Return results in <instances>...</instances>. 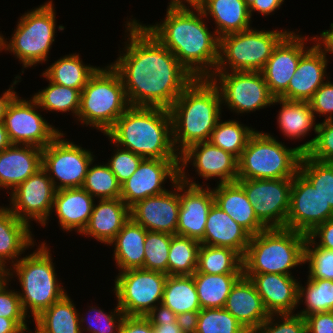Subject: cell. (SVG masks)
Returning a JSON list of instances; mask_svg holds the SVG:
<instances>
[{"label": "cell", "instance_id": "89a4df30", "mask_svg": "<svg viewBox=\"0 0 333 333\" xmlns=\"http://www.w3.org/2000/svg\"><path fill=\"white\" fill-rule=\"evenodd\" d=\"M1 36H2V34L0 35V52L2 51L1 50Z\"/></svg>", "mask_w": 333, "mask_h": 333}, {"label": "cell", "instance_id": "6f0895ef", "mask_svg": "<svg viewBox=\"0 0 333 333\" xmlns=\"http://www.w3.org/2000/svg\"><path fill=\"white\" fill-rule=\"evenodd\" d=\"M307 237L312 240L314 245L321 248L333 250V219H329L324 223L316 226ZM316 238H320L317 243Z\"/></svg>", "mask_w": 333, "mask_h": 333}, {"label": "cell", "instance_id": "5b68a950", "mask_svg": "<svg viewBox=\"0 0 333 333\" xmlns=\"http://www.w3.org/2000/svg\"><path fill=\"white\" fill-rule=\"evenodd\" d=\"M307 235L287 228H269L250 237L243 257V274L291 275L304 264Z\"/></svg>", "mask_w": 333, "mask_h": 333}, {"label": "cell", "instance_id": "be15d7a7", "mask_svg": "<svg viewBox=\"0 0 333 333\" xmlns=\"http://www.w3.org/2000/svg\"><path fill=\"white\" fill-rule=\"evenodd\" d=\"M15 81L13 82V84L11 85V87L6 90L3 95H1L0 97V121L4 120V116L6 115V111L7 108L9 106V104L12 102V100L17 96V93L13 90L14 87L17 82H20V80L17 79H21V76H16L15 77Z\"/></svg>", "mask_w": 333, "mask_h": 333}, {"label": "cell", "instance_id": "cb8c5ba5", "mask_svg": "<svg viewBox=\"0 0 333 333\" xmlns=\"http://www.w3.org/2000/svg\"><path fill=\"white\" fill-rule=\"evenodd\" d=\"M243 275L254 283L269 315L294 313L299 304V282L292 275L275 273Z\"/></svg>", "mask_w": 333, "mask_h": 333}, {"label": "cell", "instance_id": "8992f818", "mask_svg": "<svg viewBox=\"0 0 333 333\" xmlns=\"http://www.w3.org/2000/svg\"><path fill=\"white\" fill-rule=\"evenodd\" d=\"M48 249L46 243H42L35 252L22 257L5 273L7 277L17 274L15 277L18 276L22 289L18 294L23 311L27 315L30 309L33 319L67 293L56 278L52 254Z\"/></svg>", "mask_w": 333, "mask_h": 333}, {"label": "cell", "instance_id": "9a60e30c", "mask_svg": "<svg viewBox=\"0 0 333 333\" xmlns=\"http://www.w3.org/2000/svg\"><path fill=\"white\" fill-rule=\"evenodd\" d=\"M38 108L40 106L33 97L28 101L17 95L9 104L3 123L12 144L43 149L62 133L45 121Z\"/></svg>", "mask_w": 333, "mask_h": 333}, {"label": "cell", "instance_id": "603a6c76", "mask_svg": "<svg viewBox=\"0 0 333 333\" xmlns=\"http://www.w3.org/2000/svg\"><path fill=\"white\" fill-rule=\"evenodd\" d=\"M312 39L317 41L316 44L309 47L301 56L287 90L279 98L289 101H309L324 83L328 64L326 53L329 52L318 40L317 35L311 37Z\"/></svg>", "mask_w": 333, "mask_h": 333}, {"label": "cell", "instance_id": "83f0119b", "mask_svg": "<svg viewBox=\"0 0 333 333\" xmlns=\"http://www.w3.org/2000/svg\"><path fill=\"white\" fill-rule=\"evenodd\" d=\"M94 200L83 188L56 190L52 210H55L62 230L70 232L74 229L81 234L90 220Z\"/></svg>", "mask_w": 333, "mask_h": 333}, {"label": "cell", "instance_id": "4dcf8cb0", "mask_svg": "<svg viewBox=\"0 0 333 333\" xmlns=\"http://www.w3.org/2000/svg\"><path fill=\"white\" fill-rule=\"evenodd\" d=\"M30 226L17 218L7 207L0 210V272L2 274L9 269L6 266V260H11L10 263L13 266L21 259L19 256L25 252L24 250L30 246L33 247Z\"/></svg>", "mask_w": 333, "mask_h": 333}, {"label": "cell", "instance_id": "3957f363", "mask_svg": "<svg viewBox=\"0 0 333 333\" xmlns=\"http://www.w3.org/2000/svg\"><path fill=\"white\" fill-rule=\"evenodd\" d=\"M104 135L114 146H123L144 159H180L166 108L130 106Z\"/></svg>", "mask_w": 333, "mask_h": 333}, {"label": "cell", "instance_id": "30bf717a", "mask_svg": "<svg viewBox=\"0 0 333 333\" xmlns=\"http://www.w3.org/2000/svg\"><path fill=\"white\" fill-rule=\"evenodd\" d=\"M289 32L292 31H259L251 28L222 36L215 71L261 72L274 48Z\"/></svg>", "mask_w": 333, "mask_h": 333}, {"label": "cell", "instance_id": "7bdbcfd3", "mask_svg": "<svg viewBox=\"0 0 333 333\" xmlns=\"http://www.w3.org/2000/svg\"><path fill=\"white\" fill-rule=\"evenodd\" d=\"M306 284L307 287L300 283L298 285V302L305 299L306 309L297 314L306 317L310 314L333 311V281L308 278Z\"/></svg>", "mask_w": 333, "mask_h": 333}, {"label": "cell", "instance_id": "03108f58", "mask_svg": "<svg viewBox=\"0 0 333 333\" xmlns=\"http://www.w3.org/2000/svg\"><path fill=\"white\" fill-rule=\"evenodd\" d=\"M0 333H25V331L13 319L0 317Z\"/></svg>", "mask_w": 333, "mask_h": 333}, {"label": "cell", "instance_id": "681fc988", "mask_svg": "<svg viewBox=\"0 0 333 333\" xmlns=\"http://www.w3.org/2000/svg\"><path fill=\"white\" fill-rule=\"evenodd\" d=\"M309 263L310 279H325L333 281V250L314 246L312 240L306 237L304 247V263Z\"/></svg>", "mask_w": 333, "mask_h": 333}, {"label": "cell", "instance_id": "f546056e", "mask_svg": "<svg viewBox=\"0 0 333 333\" xmlns=\"http://www.w3.org/2000/svg\"><path fill=\"white\" fill-rule=\"evenodd\" d=\"M215 204L242 226L251 236L267 228L258 220L244 189L237 183L218 184L212 189Z\"/></svg>", "mask_w": 333, "mask_h": 333}, {"label": "cell", "instance_id": "11a10c76", "mask_svg": "<svg viewBox=\"0 0 333 333\" xmlns=\"http://www.w3.org/2000/svg\"><path fill=\"white\" fill-rule=\"evenodd\" d=\"M309 104L314 114H319V117L326 115V120L333 119V83L330 81L324 82L315 91L313 97L309 100Z\"/></svg>", "mask_w": 333, "mask_h": 333}, {"label": "cell", "instance_id": "7402d4cb", "mask_svg": "<svg viewBox=\"0 0 333 333\" xmlns=\"http://www.w3.org/2000/svg\"><path fill=\"white\" fill-rule=\"evenodd\" d=\"M192 161L198 176L205 180L218 177L219 184L238 180V159L209 141L190 145L180 154V170Z\"/></svg>", "mask_w": 333, "mask_h": 333}, {"label": "cell", "instance_id": "6125c7cd", "mask_svg": "<svg viewBox=\"0 0 333 333\" xmlns=\"http://www.w3.org/2000/svg\"><path fill=\"white\" fill-rule=\"evenodd\" d=\"M152 326L155 333H190L189 322L182 318H179L177 321H170Z\"/></svg>", "mask_w": 333, "mask_h": 333}, {"label": "cell", "instance_id": "4316f807", "mask_svg": "<svg viewBox=\"0 0 333 333\" xmlns=\"http://www.w3.org/2000/svg\"><path fill=\"white\" fill-rule=\"evenodd\" d=\"M251 235L215 203L212 205L201 244L227 247L244 257Z\"/></svg>", "mask_w": 333, "mask_h": 333}, {"label": "cell", "instance_id": "d6986e66", "mask_svg": "<svg viewBox=\"0 0 333 333\" xmlns=\"http://www.w3.org/2000/svg\"><path fill=\"white\" fill-rule=\"evenodd\" d=\"M186 175V176H185ZM180 209L176 235L201 241L205 233L207 217L215 203L212 189L195 181H189L185 170H180Z\"/></svg>", "mask_w": 333, "mask_h": 333}, {"label": "cell", "instance_id": "680465c9", "mask_svg": "<svg viewBox=\"0 0 333 333\" xmlns=\"http://www.w3.org/2000/svg\"><path fill=\"white\" fill-rule=\"evenodd\" d=\"M119 333H155L145 316H125Z\"/></svg>", "mask_w": 333, "mask_h": 333}, {"label": "cell", "instance_id": "52a82bcc", "mask_svg": "<svg viewBox=\"0 0 333 333\" xmlns=\"http://www.w3.org/2000/svg\"><path fill=\"white\" fill-rule=\"evenodd\" d=\"M129 107L118 72L111 65L98 67L81 91L77 119L105 134Z\"/></svg>", "mask_w": 333, "mask_h": 333}, {"label": "cell", "instance_id": "8fae6325", "mask_svg": "<svg viewBox=\"0 0 333 333\" xmlns=\"http://www.w3.org/2000/svg\"><path fill=\"white\" fill-rule=\"evenodd\" d=\"M168 275L160 271L129 269L118 273L114 293L125 316H145L162 302Z\"/></svg>", "mask_w": 333, "mask_h": 333}, {"label": "cell", "instance_id": "b9f144b4", "mask_svg": "<svg viewBox=\"0 0 333 333\" xmlns=\"http://www.w3.org/2000/svg\"><path fill=\"white\" fill-rule=\"evenodd\" d=\"M190 333H244L246 329L224 308L201 309L189 322Z\"/></svg>", "mask_w": 333, "mask_h": 333}, {"label": "cell", "instance_id": "8d00e7d4", "mask_svg": "<svg viewBox=\"0 0 333 333\" xmlns=\"http://www.w3.org/2000/svg\"><path fill=\"white\" fill-rule=\"evenodd\" d=\"M243 273L205 274L195 271L193 279L201 309L224 308L232 286Z\"/></svg>", "mask_w": 333, "mask_h": 333}, {"label": "cell", "instance_id": "ab89813d", "mask_svg": "<svg viewBox=\"0 0 333 333\" xmlns=\"http://www.w3.org/2000/svg\"><path fill=\"white\" fill-rule=\"evenodd\" d=\"M200 245L201 243L195 239L172 235L167 275H193L197 270Z\"/></svg>", "mask_w": 333, "mask_h": 333}, {"label": "cell", "instance_id": "5bb4252c", "mask_svg": "<svg viewBox=\"0 0 333 333\" xmlns=\"http://www.w3.org/2000/svg\"><path fill=\"white\" fill-rule=\"evenodd\" d=\"M253 205L258 220L267 228H286L293 179L236 181Z\"/></svg>", "mask_w": 333, "mask_h": 333}, {"label": "cell", "instance_id": "e7e4bbea", "mask_svg": "<svg viewBox=\"0 0 333 333\" xmlns=\"http://www.w3.org/2000/svg\"><path fill=\"white\" fill-rule=\"evenodd\" d=\"M186 2L188 3L186 6ZM204 0H170L168 8L172 9H200L203 6ZM190 5V6H189ZM191 7V8H189Z\"/></svg>", "mask_w": 333, "mask_h": 333}, {"label": "cell", "instance_id": "ba28073f", "mask_svg": "<svg viewBox=\"0 0 333 333\" xmlns=\"http://www.w3.org/2000/svg\"><path fill=\"white\" fill-rule=\"evenodd\" d=\"M302 152L286 147L268 133L255 131L238 159V180L293 179Z\"/></svg>", "mask_w": 333, "mask_h": 333}, {"label": "cell", "instance_id": "7a4b0ae2", "mask_svg": "<svg viewBox=\"0 0 333 333\" xmlns=\"http://www.w3.org/2000/svg\"><path fill=\"white\" fill-rule=\"evenodd\" d=\"M204 17L200 9L167 8L162 23L142 25L195 78H209L218 65L220 38L208 30Z\"/></svg>", "mask_w": 333, "mask_h": 333}, {"label": "cell", "instance_id": "003e7915", "mask_svg": "<svg viewBox=\"0 0 333 333\" xmlns=\"http://www.w3.org/2000/svg\"><path fill=\"white\" fill-rule=\"evenodd\" d=\"M318 40L326 47L328 52L333 54V23H331L329 30L322 31Z\"/></svg>", "mask_w": 333, "mask_h": 333}, {"label": "cell", "instance_id": "d4e9b609", "mask_svg": "<svg viewBox=\"0 0 333 333\" xmlns=\"http://www.w3.org/2000/svg\"><path fill=\"white\" fill-rule=\"evenodd\" d=\"M42 150L32 145L12 144L0 152V188L15 190L42 168Z\"/></svg>", "mask_w": 333, "mask_h": 333}, {"label": "cell", "instance_id": "f5cc1de1", "mask_svg": "<svg viewBox=\"0 0 333 333\" xmlns=\"http://www.w3.org/2000/svg\"><path fill=\"white\" fill-rule=\"evenodd\" d=\"M281 320L274 322L276 317ZM275 318V319H273ZM251 333H307L304 317L299 314H271Z\"/></svg>", "mask_w": 333, "mask_h": 333}, {"label": "cell", "instance_id": "91938a15", "mask_svg": "<svg viewBox=\"0 0 333 333\" xmlns=\"http://www.w3.org/2000/svg\"><path fill=\"white\" fill-rule=\"evenodd\" d=\"M145 317L152 325L177 321L180 318L170 308L162 303L156 305L147 315H145Z\"/></svg>", "mask_w": 333, "mask_h": 333}, {"label": "cell", "instance_id": "bcb514c9", "mask_svg": "<svg viewBox=\"0 0 333 333\" xmlns=\"http://www.w3.org/2000/svg\"><path fill=\"white\" fill-rule=\"evenodd\" d=\"M90 163L82 188L93 198L116 199L121 196V184L108 164L92 165ZM92 165V166H91Z\"/></svg>", "mask_w": 333, "mask_h": 333}, {"label": "cell", "instance_id": "f6af8a7d", "mask_svg": "<svg viewBox=\"0 0 333 333\" xmlns=\"http://www.w3.org/2000/svg\"><path fill=\"white\" fill-rule=\"evenodd\" d=\"M298 172L314 187L333 209V161L321 162L302 154Z\"/></svg>", "mask_w": 333, "mask_h": 333}, {"label": "cell", "instance_id": "d6a6232c", "mask_svg": "<svg viewBox=\"0 0 333 333\" xmlns=\"http://www.w3.org/2000/svg\"><path fill=\"white\" fill-rule=\"evenodd\" d=\"M145 238L146 229L129 218L109 243V246L115 247L114 260L119 272L143 268Z\"/></svg>", "mask_w": 333, "mask_h": 333}, {"label": "cell", "instance_id": "db71d44e", "mask_svg": "<svg viewBox=\"0 0 333 333\" xmlns=\"http://www.w3.org/2000/svg\"><path fill=\"white\" fill-rule=\"evenodd\" d=\"M117 150L113 156H111L110 161L108 160V165L111 171L116 176L118 182L122 185L124 184L132 174L137 170L139 164L144 159L142 156L133 153L127 149L119 148L116 145Z\"/></svg>", "mask_w": 333, "mask_h": 333}, {"label": "cell", "instance_id": "a7ac6f4b", "mask_svg": "<svg viewBox=\"0 0 333 333\" xmlns=\"http://www.w3.org/2000/svg\"><path fill=\"white\" fill-rule=\"evenodd\" d=\"M11 145H12V143L10 141V138H9L7 130L4 126V123H3V121H0V152L7 149Z\"/></svg>", "mask_w": 333, "mask_h": 333}, {"label": "cell", "instance_id": "94428289", "mask_svg": "<svg viewBox=\"0 0 333 333\" xmlns=\"http://www.w3.org/2000/svg\"><path fill=\"white\" fill-rule=\"evenodd\" d=\"M249 6V13L252 18V13L258 11L261 15H269L279 9L284 0H245Z\"/></svg>", "mask_w": 333, "mask_h": 333}, {"label": "cell", "instance_id": "9f6ffc18", "mask_svg": "<svg viewBox=\"0 0 333 333\" xmlns=\"http://www.w3.org/2000/svg\"><path fill=\"white\" fill-rule=\"evenodd\" d=\"M307 333H333V311L304 317Z\"/></svg>", "mask_w": 333, "mask_h": 333}, {"label": "cell", "instance_id": "d590c367", "mask_svg": "<svg viewBox=\"0 0 333 333\" xmlns=\"http://www.w3.org/2000/svg\"><path fill=\"white\" fill-rule=\"evenodd\" d=\"M280 103L277 122L284 136L290 139H300L307 135L312 128L316 134L318 123L315 124V114L311 110L309 101H289L275 98L273 105ZM315 124V125H314Z\"/></svg>", "mask_w": 333, "mask_h": 333}, {"label": "cell", "instance_id": "484cf974", "mask_svg": "<svg viewBox=\"0 0 333 333\" xmlns=\"http://www.w3.org/2000/svg\"><path fill=\"white\" fill-rule=\"evenodd\" d=\"M224 309L248 331H253L269 317L254 283L244 275L232 286Z\"/></svg>", "mask_w": 333, "mask_h": 333}, {"label": "cell", "instance_id": "e0dca14e", "mask_svg": "<svg viewBox=\"0 0 333 333\" xmlns=\"http://www.w3.org/2000/svg\"><path fill=\"white\" fill-rule=\"evenodd\" d=\"M329 219H333V209L298 172L293 177L286 228L307 235Z\"/></svg>", "mask_w": 333, "mask_h": 333}, {"label": "cell", "instance_id": "ffe728a7", "mask_svg": "<svg viewBox=\"0 0 333 333\" xmlns=\"http://www.w3.org/2000/svg\"><path fill=\"white\" fill-rule=\"evenodd\" d=\"M302 37L295 32H289L274 48L271 57L267 60L262 74L270 93L279 98L288 88V84L296 72L301 56L309 49Z\"/></svg>", "mask_w": 333, "mask_h": 333}, {"label": "cell", "instance_id": "9c48e42d", "mask_svg": "<svg viewBox=\"0 0 333 333\" xmlns=\"http://www.w3.org/2000/svg\"><path fill=\"white\" fill-rule=\"evenodd\" d=\"M52 2L48 1L22 15L9 42L1 36V50L13 52L23 64V68L48 60L56 33V16Z\"/></svg>", "mask_w": 333, "mask_h": 333}, {"label": "cell", "instance_id": "2e32d148", "mask_svg": "<svg viewBox=\"0 0 333 333\" xmlns=\"http://www.w3.org/2000/svg\"><path fill=\"white\" fill-rule=\"evenodd\" d=\"M56 189L48 174L41 168L11 192L7 207L17 218L30 225V220L46 226L53 212Z\"/></svg>", "mask_w": 333, "mask_h": 333}, {"label": "cell", "instance_id": "f907efd6", "mask_svg": "<svg viewBox=\"0 0 333 333\" xmlns=\"http://www.w3.org/2000/svg\"><path fill=\"white\" fill-rule=\"evenodd\" d=\"M9 280L5 274L0 276V317L13 319L24 331L32 333L27 327V315L23 311L18 292L8 289Z\"/></svg>", "mask_w": 333, "mask_h": 333}, {"label": "cell", "instance_id": "7c38bea8", "mask_svg": "<svg viewBox=\"0 0 333 333\" xmlns=\"http://www.w3.org/2000/svg\"><path fill=\"white\" fill-rule=\"evenodd\" d=\"M209 78L220 92L221 103L238 114L270 106L275 99L262 72L215 71Z\"/></svg>", "mask_w": 333, "mask_h": 333}, {"label": "cell", "instance_id": "6da1fadb", "mask_svg": "<svg viewBox=\"0 0 333 333\" xmlns=\"http://www.w3.org/2000/svg\"><path fill=\"white\" fill-rule=\"evenodd\" d=\"M130 20L125 53L111 66L120 75L130 106L169 109L195 77L142 23Z\"/></svg>", "mask_w": 333, "mask_h": 333}, {"label": "cell", "instance_id": "74e56055", "mask_svg": "<svg viewBox=\"0 0 333 333\" xmlns=\"http://www.w3.org/2000/svg\"><path fill=\"white\" fill-rule=\"evenodd\" d=\"M97 67L85 65L79 54L66 55L50 65L42 76L66 87L83 90Z\"/></svg>", "mask_w": 333, "mask_h": 333}, {"label": "cell", "instance_id": "44dd1931", "mask_svg": "<svg viewBox=\"0 0 333 333\" xmlns=\"http://www.w3.org/2000/svg\"><path fill=\"white\" fill-rule=\"evenodd\" d=\"M173 187V192L167 190L163 194L137 201L130 207V218L147 231L175 235L180 209L179 180Z\"/></svg>", "mask_w": 333, "mask_h": 333}, {"label": "cell", "instance_id": "816d5d0a", "mask_svg": "<svg viewBox=\"0 0 333 333\" xmlns=\"http://www.w3.org/2000/svg\"><path fill=\"white\" fill-rule=\"evenodd\" d=\"M95 312L91 319H84L82 316L79 317L81 331L90 333H119L122 321L125 318L123 311L116 306L114 312L110 314L105 313L102 309H96L94 307H90V311ZM88 313V314H89ZM92 314V313H91ZM87 321L88 325L86 329L83 327V323Z\"/></svg>", "mask_w": 333, "mask_h": 333}, {"label": "cell", "instance_id": "f1b7e54d", "mask_svg": "<svg viewBox=\"0 0 333 333\" xmlns=\"http://www.w3.org/2000/svg\"><path fill=\"white\" fill-rule=\"evenodd\" d=\"M129 218L130 208L121 198L100 199L97 205L94 204L90 220L81 235L109 244Z\"/></svg>", "mask_w": 333, "mask_h": 333}, {"label": "cell", "instance_id": "c3c4849f", "mask_svg": "<svg viewBox=\"0 0 333 333\" xmlns=\"http://www.w3.org/2000/svg\"><path fill=\"white\" fill-rule=\"evenodd\" d=\"M316 134L314 138L297 148L314 160L333 161V119H324L322 123H318Z\"/></svg>", "mask_w": 333, "mask_h": 333}, {"label": "cell", "instance_id": "60d3db41", "mask_svg": "<svg viewBox=\"0 0 333 333\" xmlns=\"http://www.w3.org/2000/svg\"><path fill=\"white\" fill-rule=\"evenodd\" d=\"M254 132L255 129L244 126L236 120L224 122L219 120L208 141L239 159Z\"/></svg>", "mask_w": 333, "mask_h": 333}, {"label": "cell", "instance_id": "836d02e7", "mask_svg": "<svg viewBox=\"0 0 333 333\" xmlns=\"http://www.w3.org/2000/svg\"><path fill=\"white\" fill-rule=\"evenodd\" d=\"M161 303L190 322L201 310L193 276L168 275Z\"/></svg>", "mask_w": 333, "mask_h": 333}, {"label": "cell", "instance_id": "ee69618b", "mask_svg": "<svg viewBox=\"0 0 333 333\" xmlns=\"http://www.w3.org/2000/svg\"><path fill=\"white\" fill-rule=\"evenodd\" d=\"M33 98L43 110L71 111L77 117L80 109L81 90L49 81L48 87L34 94Z\"/></svg>", "mask_w": 333, "mask_h": 333}, {"label": "cell", "instance_id": "277c9868", "mask_svg": "<svg viewBox=\"0 0 333 333\" xmlns=\"http://www.w3.org/2000/svg\"><path fill=\"white\" fill-rule=\"evenodd\" d=\"M221 106L220 92L210 78H195L184 89L169 108L173 145L179 155L190 145L209 140L221 120Z\"/></svg>", "mask_w": 333, "mask_h": 333}, {"label": "cell", "instance_id": "ac0fdd59", "mask_svg": "<svg viewBox=\"0 0 333 333\" xmlns=\"http://www.w3.org/2000/svg\"><path fill=\"white\" fill-rule=\"evenodd\" d=\"M180 179V159H143L132 176L121 185V200L130 208L137 201L165 193L164 182Z\"/></svg>", "mask_w": 333, "mask_h": 333}, {"label": "cell", "instance_id": "e575fe53", "mask_svg": "<svg viewBox=\"0 0 333 333\" xmlns=\"http://www.w3.org/2000/svg\"><path fill=\"white\" fill-rule=\"evenodd\" d=\"M67 293L33 319L35 333H82L79 311Z\"/></svg>", "mask_w": 333, "mask_h": 333}, {"label": "cell", "instance_id": "4fadbf2b", "mask_svg": "<svg viewBox=\"0 0 333 333\" xmlns=\"http://www.w3.org/2000/svg\"><path fill=\"white\" fill-rule=\"evenodd\" d=\"M63 136L60 133L43 148L42 169L48 174L56 190L82 188L94 155L80 145L63 139Z\"/></svg>", "mask_w": 333, "mask_h": 333}, {"label": "cell", "instance_id": "f35d334b", "mask_svg": "<svg viewBox=\"0 0 333 333\" xmlns=\"http://www.w3.org/2000/svg\"><path fill=\"white\" fill-rule=\"evenodd\" d=\"M196 271L205 274L243 273V257L227 247L201 244Z\"/></svg>", "mask_w": 333, "mask_h": 333}, {"label": "cell", "instance_id": "7dc6e473", "mask_svg": "<svg viewBox=\"0 0 333 333\" xmlns=\"http://www.w3.org/2000/svg\"><path fill=\"white\" fill-rule=\"evenodd\" d=\"M172 234L146 230L144 265L142 269L167 274L168 254Z\"/></svg>", "mask_w": 333, "mask_h": 333}, {"label": "cell", "instance_id": "1f68e13d", "mask_svg": "<svg viewBox=\"0 0 333 333\" xmlns=\"http://www.w3.org/2000/svg\"><path fill=\"white\" fill-rule=\"evenodd\" d=\"M201 12L214 19L219 38L251 29L249 6L245 0H204Z\"/></svg>", "mask_w": 333, "mask_h": 333}]
</instances>
